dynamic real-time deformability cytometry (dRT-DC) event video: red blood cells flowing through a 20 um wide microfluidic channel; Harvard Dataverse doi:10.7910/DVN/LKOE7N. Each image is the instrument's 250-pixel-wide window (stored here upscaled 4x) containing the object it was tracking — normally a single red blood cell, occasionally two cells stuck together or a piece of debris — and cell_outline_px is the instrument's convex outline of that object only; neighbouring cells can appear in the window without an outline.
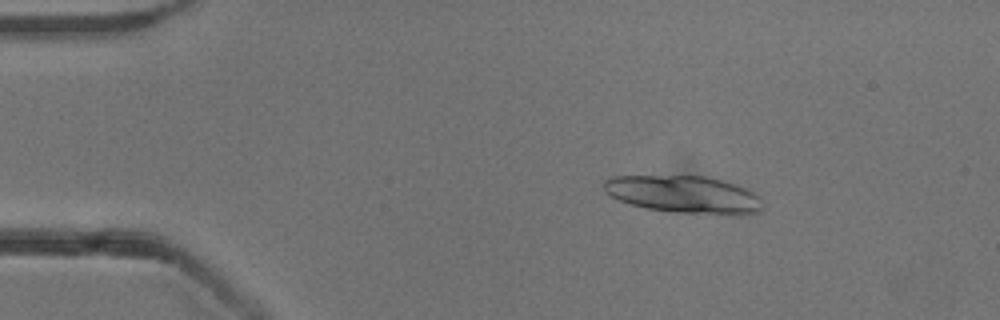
{"species": "common noctule bat (a hibernating species)", "species_latin": "Nyctalus noctula", "temperature_condition": "cold", "stored_images_in_passage": 5, "camera_frame_rate_fps": 3000, "um_per_image_px": 0.085, "animal": {"sex": "male", "body_mass_g": 13.3}, "frame": {"image": 1, "passage_image": 3, "time_ms": 2.333, "image_size_px": [1000, 320], "cell_outline_px": [[764, 208], [760, 212], [744, 216], [728, 216], [680, 212], [644, 208], [620, 200], [612, 196], [604, 188], [604, 180], [612, 176], [704, 176], [724, 180], [748, 188], [756, 192], [760, 196]], "centroid_in_image_um": [58.28, 16.55], "position_along_channel_um": 26.7, "area_um2": 35.2}}